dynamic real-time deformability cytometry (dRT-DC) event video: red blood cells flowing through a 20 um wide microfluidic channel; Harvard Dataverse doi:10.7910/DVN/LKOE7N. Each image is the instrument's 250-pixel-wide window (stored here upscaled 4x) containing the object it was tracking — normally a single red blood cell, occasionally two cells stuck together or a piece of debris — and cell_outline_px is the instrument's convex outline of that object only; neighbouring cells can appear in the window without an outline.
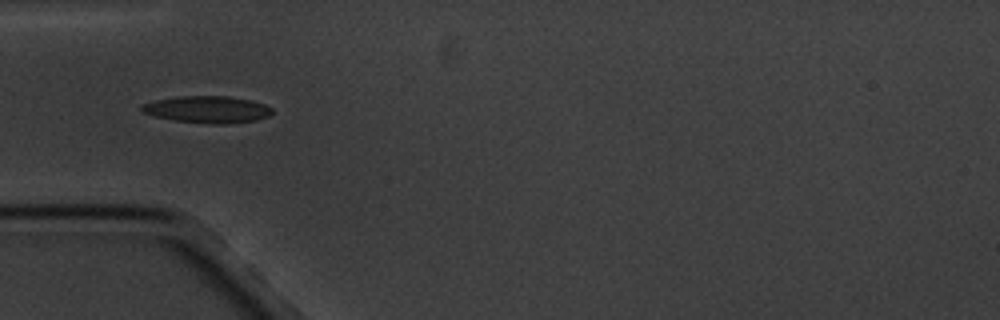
{"species": "common noctule bat (a hibernating species)", "species_latin": "Nyctalus noctula", "temperature_condition": "cold", "stored_images_in_passage": 6, "camera_frame_rate_fps": 3000, "um_per_image_px": 0.085, "animal": {"sex": "male", "body_mass_g": 20.1, "forearm_length_mm": 53.5}, "frame": {"image": 1, "passage_image": 5, "time_ms": 5.333, "image_size_px": [1000, 320], "cell_outline_px": [[272, 112], [268, 116], [256, 120], [224, 124], [212, 124], [172, 120], [140, 112], [140, 104], [156, 100], [180, 96], [228, 96], [252, 100], [264, 104], [272, 108]], "centroid_in_image_um": [17.6, 9.3], "position_along_channel_um": 67.4, "area_um2": 20.52}}
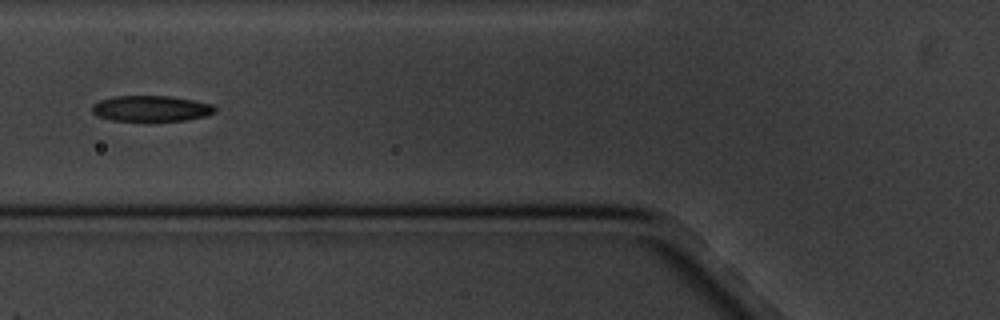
{"frame": {"image": 2, "passage_image": 6, "time_ms": 6.667, "image_size_px": [1000, 320], "cell_outline_px": [[216, 112], [208, 116], [184, 120], [148, 124], [112, 120], [96, 116], [92, 112], [92, 104], [100, 100], [112, 96], [168, 96], [192, 100], [212, 104], [216, 108]], "centroid_in_image_um": [12.82, 9.27], "position_along_channel_um": 113.0, "area_um2": 19.42}}